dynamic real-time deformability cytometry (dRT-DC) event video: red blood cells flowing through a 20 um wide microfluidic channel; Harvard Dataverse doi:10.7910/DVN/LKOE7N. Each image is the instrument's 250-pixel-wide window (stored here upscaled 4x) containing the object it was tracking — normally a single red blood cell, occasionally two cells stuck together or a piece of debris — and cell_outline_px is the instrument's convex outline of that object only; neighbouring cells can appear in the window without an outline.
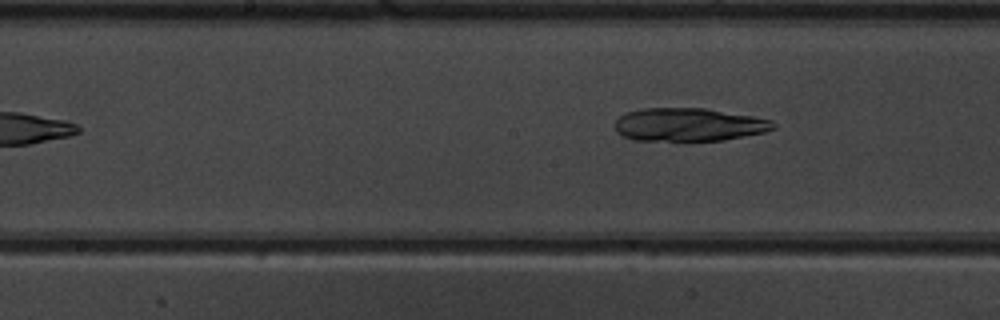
{"species": "common noctule bat (a hibernating species)", "species_latin": "Nyctalus noctula", "temperature_condition": "warm", "stored_images_in_passage": 7, "camera_frame_rate_fps": 3000, "um_per_image_px": 0.085, "animal": {"sex": "male", "body_mass_g": 19.5, "forearm_length_mm": 54.6}, "frame": {"image": 1, "passage_image": 7, "time_ms": 7.0, "image_size_px": [1000, 320], "cell_outline_px": [[776, 128], [764, 132], [724, 140], [632, 140], [620, 136], [616, 132], [616, 120], [620, 116], [628, 112], [644, 108], [704, 108], [752, 116], [772, 120], [776, 124]], "centroid_in_image_um": [58.54, 10.59], "position_along_channel_um": 189.7, "area_um2": 30.52}}